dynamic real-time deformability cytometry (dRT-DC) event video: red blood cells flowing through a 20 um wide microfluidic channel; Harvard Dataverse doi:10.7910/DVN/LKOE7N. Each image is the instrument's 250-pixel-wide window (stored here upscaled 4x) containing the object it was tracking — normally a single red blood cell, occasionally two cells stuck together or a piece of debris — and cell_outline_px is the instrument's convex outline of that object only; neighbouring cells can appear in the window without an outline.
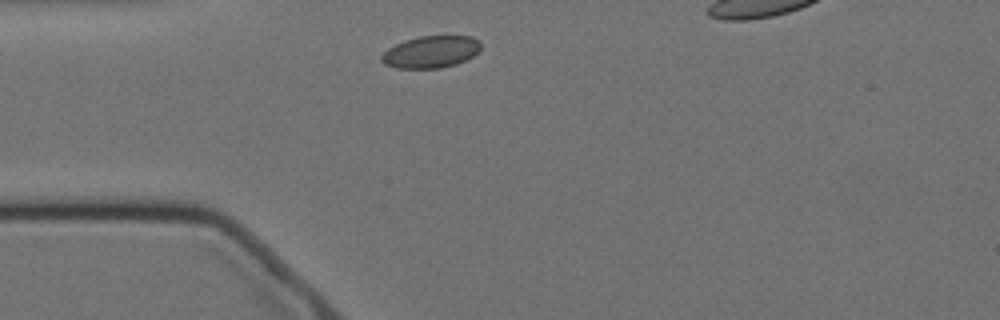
{"species": "Egyptian fruit bat (a non-hibernating species)", "species_latin": "Rousettus aegyptiacus", "temperature_condition": "cold", "stored_images_in_passage": 2, "segment_of_instrument_passage": [1, 2], "camera_frame_rate_fps": 3000, "um_per_image_px": 0.085, "animal": {"sex": "female"}, "frame": {"image": 1, "passage_image": 1, "time_ms": 0.0, "image_size_px": [1000, 320], "cell_outline_px": [[480, 48], [472, 56], [456, 64], [440, 68], [396, 68], [384, 64], [380, 60], [380, 56], [388, 48], [404, 40], [420, 36], [472, 36], [480, 40]], "centroid_in_image_um": [36.6, 4.41], "position_along_channel_um": 48.4, "area_um2": 18.5}}